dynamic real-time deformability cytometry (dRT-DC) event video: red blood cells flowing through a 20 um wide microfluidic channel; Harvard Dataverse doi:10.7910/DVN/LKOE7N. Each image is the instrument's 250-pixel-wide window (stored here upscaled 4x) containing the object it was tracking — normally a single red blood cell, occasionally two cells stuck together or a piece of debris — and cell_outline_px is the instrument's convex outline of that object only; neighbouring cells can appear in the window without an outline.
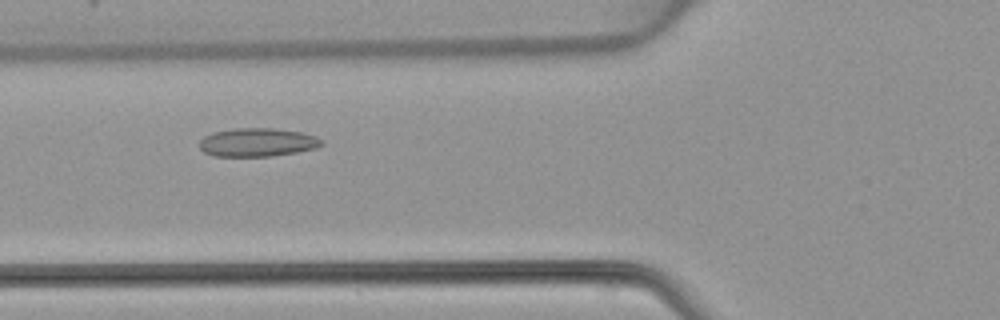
{"species": "common noctule bat (a hibernating species)", "species_latin": "Nyctalus noctula", "temperature_condition": "warm", "stored_images_in_passage": 46, "camera_frame_rate_fps": 3000, "um_per_image_px": 0.085, "animal": {"sex": "female", "body_mass_g": 22.7, "forearm_length_mm": 54.2}, "frame": {"image": 1, "passage_image": 16, "time_ms": 5.0, "image_size_px": [1000, 320], "cell_outline_px": [[324, 144], [316, 148], [296, 152], [268, 156], [212, 156], [204, 152], [200, 148], [200, 140], [204, 136], [212, 132], [236, 128], [272, 128], [304, 132], [316, 136], [324, 140]], "centroid_in_image_um": [21.9, 12.09], "position_along_channel_um": 103.9, "area_um2": 20.4}}
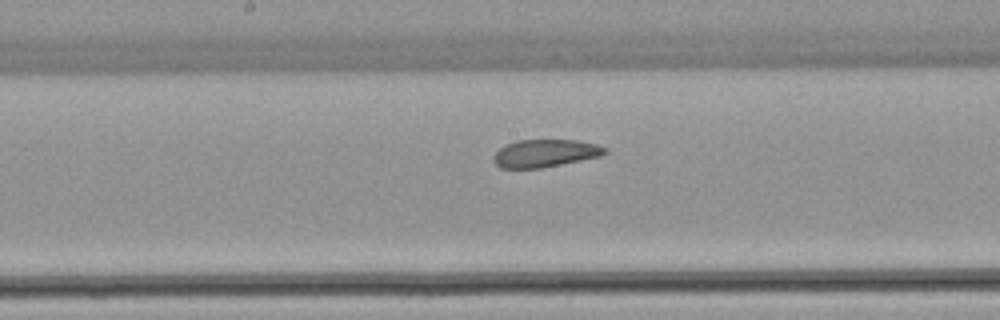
{"frame": {"image": 2, "passage_image": 23, "time_ms": 7.333, "image_size_px": [1000, 320], "cell_outline_px": [[608, 152], [600, 156], [540, 168], [500, 168], [492, 160], [492, 156], [504, 144], [516, 140], [576, 140], [596, 144], [608, 148]], "centroid_in_image_um": [46.3, 13.02], "position_along_channel_um": 201.9, "area_um2": 17.98}}
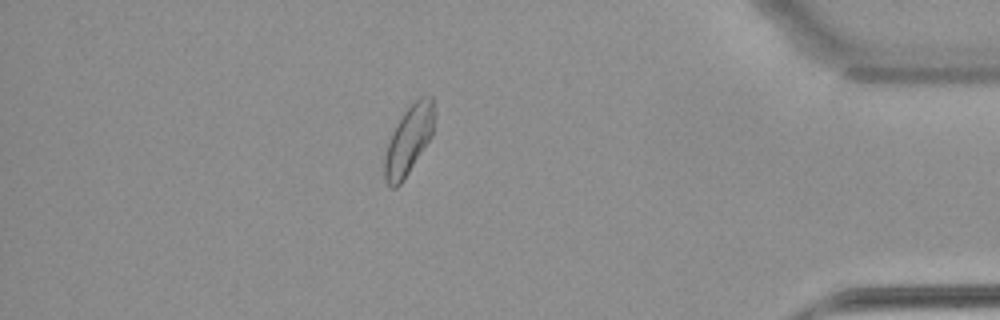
{"frame": {"image": 3, "passage_image": 40, "time_ms": 13.0, "image_size_px": [1000, 320], "cell_outline_px": [[432, 136], [404, 180], [396, 188], [388, 188], [384, 180], [384, 156], [392, 132], [396, 124], [408, 104], [412, 100], [420, 96], [432, 96]], "centroid_in_image_um": [34.69, 11.94], "position_along_channel_um": 400.5, "area_um2": 19.94}}